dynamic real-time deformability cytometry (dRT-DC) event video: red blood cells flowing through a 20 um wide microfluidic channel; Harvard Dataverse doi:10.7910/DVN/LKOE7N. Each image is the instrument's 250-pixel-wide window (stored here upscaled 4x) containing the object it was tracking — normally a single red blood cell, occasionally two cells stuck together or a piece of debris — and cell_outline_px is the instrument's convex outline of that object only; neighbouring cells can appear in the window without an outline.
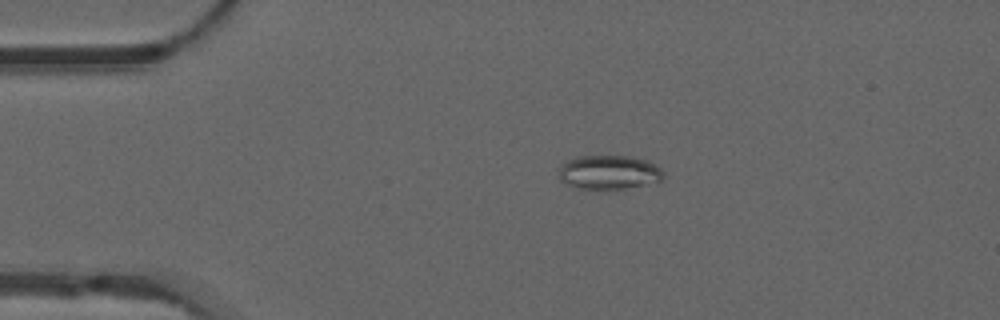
{"species": "common noctule bat (a hibernating species)", "species_latin": "Nyctalus noctula", "temperature_condition": "warm", "stored_images_in_passage": 20, "camera_frame_rate_fps": 3000, "um_per_image_px": 0.085, "animal": {"sex": "male", "forearm_length_mm": 52.5}, "frame": {"image": 1, "passage_image": 11, "time_ms": 3.333, "image_size_px": [1000, 320], "cell_outline_px": [[664, 180], [604, 192], [580, 188], [568, 184], [560, 180], [556, 168], [564, 160], [580, 156], [632, 156], [648, 160], [656, 164], [664, 172]], "centroid_in_image_um": [51.72, 14.65], "position_along_channel_um": 33.3, "area_um2": 21.56}}